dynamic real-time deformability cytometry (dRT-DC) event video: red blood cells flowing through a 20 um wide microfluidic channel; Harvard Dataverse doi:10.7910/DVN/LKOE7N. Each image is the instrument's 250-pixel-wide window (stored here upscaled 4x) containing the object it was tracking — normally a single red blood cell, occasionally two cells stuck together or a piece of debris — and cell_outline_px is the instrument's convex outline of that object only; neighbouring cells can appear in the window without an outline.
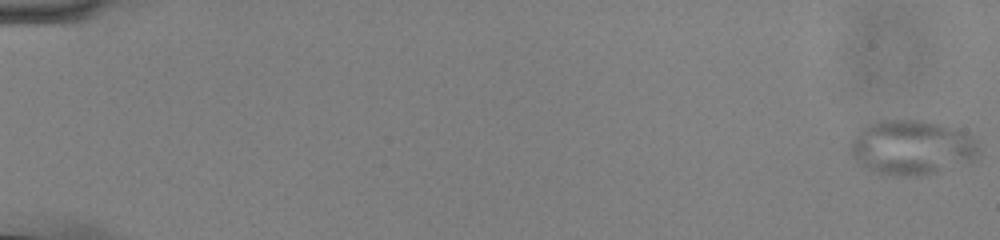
{"species": "common noctule bat (a hibernating species)", "species_latin": "Nyctalus noctula", "temperature_condition": "cold", "stored_images_in_passage": 12, "camera_frame_rate_fps": 3000, "um_per_image_px": 0.085, "animal": {"sex": "male", "body_mass_g": 13.0, "forearm_length_mm": 53.1}, "frame": {"image": 1, "passage_image": 1, "time_ms": 0.0, "image_size_px": [1000, 240], "cell_outline_px": [[976, 152], [972, 160], [920, 176], [896, 176], [876, 172], [860, 164], [848, 152], [852, 136], [856, 128], [876, 120], [924, 120], [944, 124], [960, 128], [972, 136], [976, 140]], "centroid_in_image_um": [77.41, 12.48], "position_along_channel_um": 7.6, "area_um2": 41.27}}